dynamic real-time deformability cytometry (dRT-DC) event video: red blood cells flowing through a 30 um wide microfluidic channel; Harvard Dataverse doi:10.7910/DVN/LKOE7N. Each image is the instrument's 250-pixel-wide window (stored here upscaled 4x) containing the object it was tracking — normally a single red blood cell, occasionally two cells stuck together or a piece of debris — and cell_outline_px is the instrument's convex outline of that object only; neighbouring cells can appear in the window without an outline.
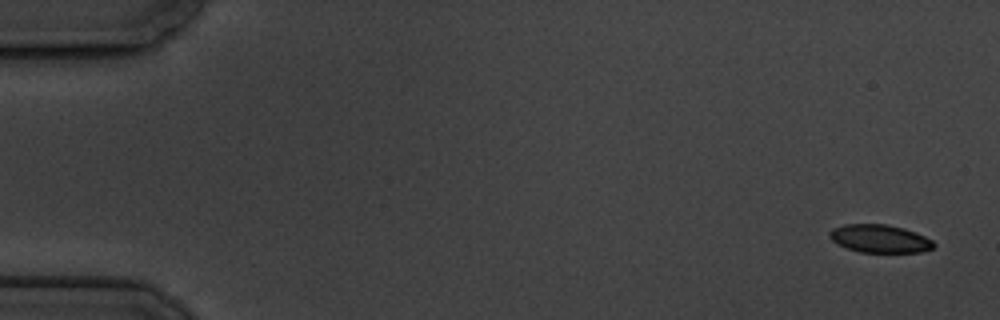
{"species": "common noctule bat (a hibernating species)", "species_latin": "Nyctalus noctula", "temperature_condition": "cold", "stored_images_in_passage": 6, "camera_frame_rate_fps": 3000, "um_per_image_px": 0.085, "animal": {"sex": "male", "body_mass_g": 19.5, "forearm_length_mm": 54.6}, "frame": {"image": 1, "passage_image": 1, "time_ms": 0.0, "image_size_px": [1000, 320], "cell_outline_px": [[936, 244], [932, 248], [920, 252], [860, 252], [836, 244], [828, 236], [828, 232], [832, 228], [844, 224], [884, 224], [904, 228], [916, 232], [932, 240]], "centroid_in_image_um": [74.75, 20.28], "position_along_channel_um": 10.3, "area_um2": 17.05}}